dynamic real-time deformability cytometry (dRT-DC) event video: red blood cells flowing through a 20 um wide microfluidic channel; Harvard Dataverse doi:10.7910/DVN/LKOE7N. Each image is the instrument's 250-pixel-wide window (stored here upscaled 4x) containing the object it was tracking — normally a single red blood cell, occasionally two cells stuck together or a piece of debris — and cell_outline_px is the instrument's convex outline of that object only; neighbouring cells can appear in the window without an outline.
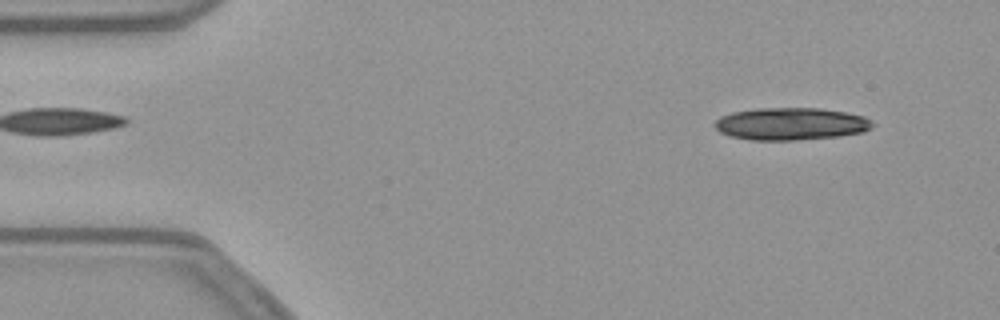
{"species": "common noctule bat (a hibernating species)", "species_latin": "Nyctalus noctula", "temperature_condition": "warm", "stored_images_in_passage": 16, "camera_frame_rate_fps": 3000, "um_per_image_px": 0.085, "animal": {"sex": "female", "body_mass_g": 21.9}, "frame": {"image": 1, "passage_image": 4, "time_ms": 1.0, "image_size_px": [1000, 320], "cell_outline_px": [[876, 124], [872, 128], [864, 132], [840, 136], [796, 140], [752, 140], [728, 136], [720, 132], [712, 124], [720, 116], [732, 112], [756, 108], [820, 108], [844, 112], [864, 116], [872, 120]], "centroid_in_image_um": [67.23, 10.53], "position_along_channel_um": 17.8, "area_um2": 30.11}}